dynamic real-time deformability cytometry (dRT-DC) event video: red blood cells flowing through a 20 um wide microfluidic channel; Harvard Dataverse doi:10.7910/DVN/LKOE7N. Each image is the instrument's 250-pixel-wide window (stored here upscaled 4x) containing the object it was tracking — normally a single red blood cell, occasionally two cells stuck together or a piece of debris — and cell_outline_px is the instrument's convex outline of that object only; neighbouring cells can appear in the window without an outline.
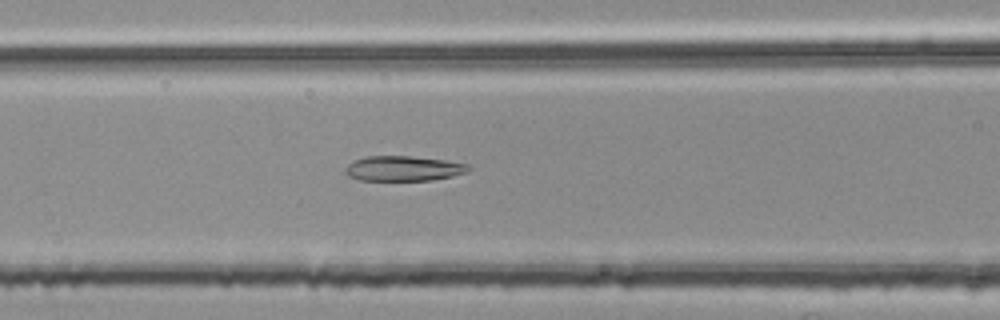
{"species": "common noctule bat (a hibernating species)", "species_latin": "Nyctalus noctula", "temperature_condition": "room temperature", "stored_images_in_passage": 28, "camera_frame_rate_fps": 3000, "um_per_image_px": 0.085, "animal": {"sex": "female", "body_mass_g": 25.1}, "frame": {"image": 1, "passage_image": 6, "time_ms": 1.667, "image_size_px": [1000, 320], "cell_outline_px": [[472, 168], [464, 172], [452, 176], [432, 180], [360, 180], [348, 176], [344, 172], [344, 168], [348, 164], [364, 156], [408, 156], [444, 160], [468, 164]], "centroid_in_image_um": [34.25, 14.32], "position_along_channel_um": 132.3, "area_um2": 17.86}}
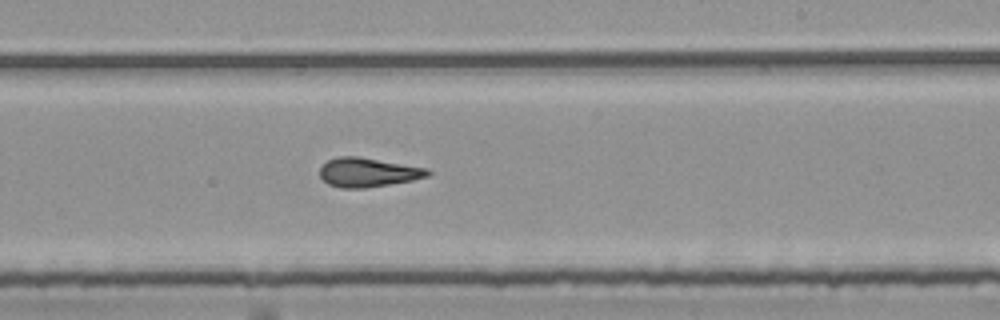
{"frame": {"image": 2, "passage_image": 16, "time_ms": 5.0, "image_size_px": [1000, 320], "cell_outline_px": [[432, 172], [428, 176], [412, 180], [364, 188], [340, 188], [328, 184], [320, 176], [320, 168], [328, 160], [336, 156], [356, 156], [428, 168]], "centroid_in_image_um": [31.27, 14.65], "position_along_channel_um": 257.7, "area_um2": 18.21}}
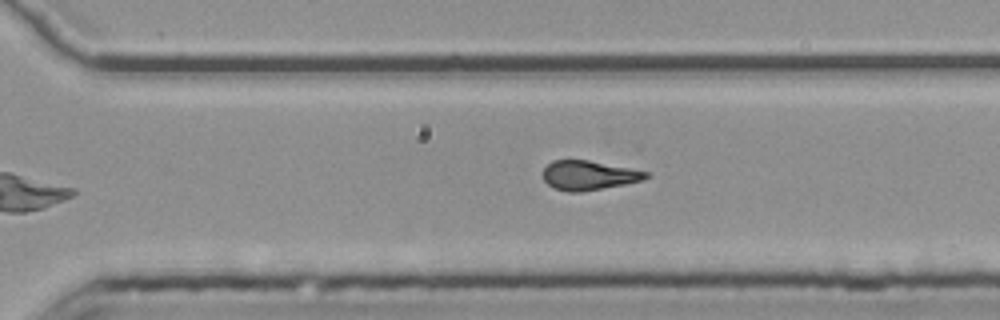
{"frame": {"image": 3, "passage_image": 21, "time_ms": 6.667, "image_size_px": [1000, 320], "cell_outline_px": [[648, 176], [640, 180], [624, 184], [580, 192], [568, 192], [552, 188], [544, 180], [544, 168], [552, 160], [588, 160], [648, 172]], "centroid_in_image_um": [49.98, 14.9], "position_along_channel_um": 320.6, "area_um2": 17.28}, "authors_computed_cell_mechanics": {"area_um2": 17.918, "velocity_mm_per_s": 3.7728, "shape_relaxation_time_tau1_ms": 8.575, "shape_relaxation_time_tau2_ms": 2.9278, "deformation_change_tau1": 0.2373, "deformation_change_tau2": 0.13}}